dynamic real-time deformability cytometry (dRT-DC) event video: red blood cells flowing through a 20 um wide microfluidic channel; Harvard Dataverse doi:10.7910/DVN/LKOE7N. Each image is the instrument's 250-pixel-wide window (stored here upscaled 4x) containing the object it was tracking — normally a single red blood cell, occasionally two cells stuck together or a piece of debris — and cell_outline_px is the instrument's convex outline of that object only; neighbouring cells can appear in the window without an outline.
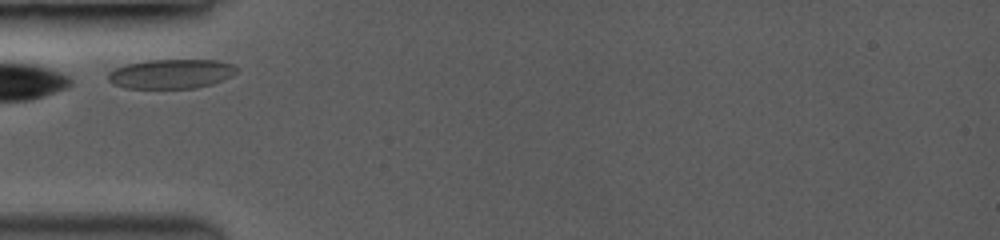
{"species": "common noctule bat (a hibernating species)", "species_latin": "Nyctalus noctula", "temperature_condition": "room temperature", "stored_images_in_passage": 31, "camera_frame_rate_fps": 3500, "um_per_image_px": 0.085, "animal": {"sex": "female", "body_mass_g": 19.0, "forearm_length_mm": 53.3}, "frame": {"image": 1, "passage_image": 1, "time_ms": 0.0, "image_size_px": [1000, 240], "cell_outline_px": [[240, 68], [232, 76], [212, 84], [192, 88], [128, 88], [116, 84], [108, 80], [108, 72], [116, 68], [128, 64], [148, 60], [216, 60], [232, 64]], "centroid_in_image_um": [14.59, 6.27], "position_along_channel_um": 70.4, "area_um2": 21.85}}
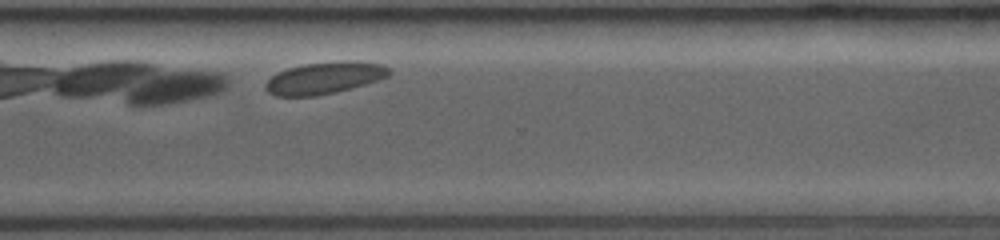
{"frame": {"image": 2, "passage_image": 27, "time_ms": 7.429, "image_size_px": [1000, 240], "cell_outline_px": [[392, 72], [388, 76], [364, 84], [336, 92], [316, 96], [276, 96], [268, 92], [268, 80], [272, 76], [288, 68], [308, 64], [352, 60], [380, 64], [388, 68]], "centroid_in_image_um": [27.61, 6.63], "position_along_channel_um": 343.0, "area_um2": 22.37}}